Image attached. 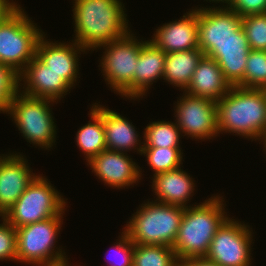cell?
Listing matches in <instances>:
<instances>
[{
    "label": "cell",
    "instance_id": "44dd1931",
    "mask_svg": "<svg viewBox=\"0 0 266 266\" xmlns=\"http://www.w3.org/2000/svg\"><path fill=\"white\" fill-rule=\"evenodd\" d=\"M231 87L230 83L224 78L218 63L211 57L203 55L184 92L217 102Z\"/></svg>",
    "mask_w": 266,
    "mask_h": 266
},
{
    "label": "cell",
    "instance_id": "74e56055",
    "mask_svg": "<svg viewBox=\"0 0 266 266\" xmlns=\"http://www.w3.org/2000/svg\"><path fill=\"white\" fill-rule=\"evenodd\" d=\"M261 142H263V145H264L263 147H264V150H265L264 152L266 154V132L262 135L259 143H261Z\"/></svg>",
    "mask_w": 266,
    "mask_h": 266
},
{
    "label": "cell",
    "instance_id": "603a6c76",
    "mask_svg": "<svg viewBox=\"0 0 266 266\" xmlns=\"http://www.w3.org/2000/svg\"><path fill=\"white\" fill-rule=\"evenodd\" d=\"M203 55L200 49L168 53L165 58L162 79L173 87H178L179 90L181 89L180 91H184Z\"/></svg>",
    "mask_w": 266,
    "mask_h": 266
},
{
    "label": "cell",
    "instance_id": "d4e9b609",
    "mask_svg": "<svg viewBox=\"0 0 266 266\" xmlns=\"http://www.w3.org/2000/svg\"><path fill=\"white\" fill-rule=\"evenodd\" d=\"M142 136L144 139V147H167L180 148L181 130L176 122L160 120L150 122ZM181 135V136H180ZM180 139V140H179Z\"/></svg>",
    "mask_w": 266,
    "mask_h": 266
},
{
    "label": "cell",
    "instance_id": "2e32d148",
    "mask_svg": "<svg viewBox=\"0 0 266 266\" xmlns=\"http://www.w3.org/2000/svg\"><path fill=\"white\" fill-rule=\"evenodd\" d=\"M71 88L58 73L50 70L36 56L19 73V91L29 96L60 102Z\"/></svg>",
    "mask_w": 266,
    "mask_h": 266
},
{
    "label": "cell",
    "instance_id": "d6a6232c",
    "mask_svg": "<svg viewBox=\"0 0 266 266\" xmlns=\"http://www.w3.org/2000/svg\"><path fill=\"white\" fill-rule=\"evenodd\" d=\"M228 8L240 17L266 13V0H232Z\"/></svg>",
    "mask_w": 266,
    "mask_h": 266
},
{
    "label": "cell",
    "instance_id": "4316f807",
    "mask_svg": "<svg viewBox=\"0 0 266 266\" xmlns=\"http://www.w3.org/2000/svg\"><path fill=\"white\" fill-rule=\"evenodd\" d=\"M182 148L143 147L142 154L148 166L153 171V176L175 170L183 164Z\"/></svg>",
    "mask_w": 266,
    "mask_h": 266
},
{
    "label": "cell",
    "instance_id": "7c38bea8",
    "mask_svg": "<svg viewBox=\"0 0 266 266\" xmlns=\"http://www.w3.org/2000/svg\"><path fill=\"white\" fill-rule=\"evenodd\" d=\"M242 27V17L228 7H198V45L208 55L214 45L233 36Z\"/></svg>",
    "mask_w": 266,
    "mask_h": 266
},
{
    "label": "cell",
    "instance_id": "277c9868",
    "mask_svg": "<svg viewBox=\"0 0 266 266\" xmlns=\"http://www.w3.org/2000/svg\"><path fill=\"white\" fill-rule=\"evenodd\" d=\"M183 213V207L148 200L139 205L123 230L135 244L173 247Z\"/></svg>",
    "mask_w": 266,
    "mask_h": 266
},
{
    "label": "cell",
    "instance_id": "8992f818",
    "mask_svg": "<svg viewBox=\"0 0 266 266\" xmlns=\"http://www.w3.org/2000/svg\"><path fill=\"white\" fill-rule=\"evenodd\" d=\"M64 214L16 228V262L31 266L51 265L68 260L56 246ZM61 248V249H60Z\"/></svg>",
    "mask_w": 266,
    "mask_h": 266
},
{
    "label": "cell",
    "instance_id": "f546056e",
    "mask_svg": "<svg viewBox=\"0 0 266 266\" xmlns=\"http://www.w3.org/2000/svg\"><path fill=\"white\" fill-rule=\"evenodd\" d=\"M19 92V74L0 63V113L7 114L9 106Z\"/></svg>",
    "mask_w": 266,
    "mask_h": 266
},
{
    "label": "cell",
    "instance_id": "4dcf8cb0",
    "mask_svg": "<svg viewBox=\"0 0 266 266\" xmlns=\"http://www.w3.org/2000/svg\"><path fill=\"white\" fill-rule=\"evenodd\" d=\"M0 218V261L16 262V229L3 216Z\"/></svg>",
    "mask_w": 266,
    "mask_h": 266
},
{
    "label": "cell",
    "instance_id": "9c48e42d",
    "mask_svg": "<svg viewBox=\"0 0 266 266\" xmlns=\"http://www.w3.org/2000/svg\"><path fill=\"white\" fill-rule=\"evenodd\" d=\"M66 200L43 174H39L3 217L16 229L65 214Z\"/></svg>",
    "mask_w": 266,
    "mask_h": 266
},
{
    "label": "cell",
    "instance_id": "5b68a950",
    "mask_svg": "<svg viewBox=\"0 0 266 266\" xmlns=\"http://www.w3.org/2000/svg\"><path fill=\"white\" fill-rule=\"evenodd\" d=\"M137 38L130 30L123 37L95 48L101 50L103 47L104 50L98 66L101 67L104 81L114 93L116 92L115 94L128 100H134L136 62L142 45L147 41Z\"/></svg>",
    "mask_w": 266,
    "mask_h": 266
},
{
    "label": "cell",
    "instance_id": "ac0fdd59",
    "mask_svg": "<svg viewBox=\"0 0 266 266\" xmlns=\"http://www.w3.org/2000/svg\"><path fill=\"white\" fill-rule=\"evenodd\" d=\"M250 46L241 27L233 36L214 45L207 55L214 59L231 86L244 87V70Z\"/></svg>",
    "mask_w": 266,
    "mask_h": 266
},
{
    "label": "cell",
    "instance_id": "30bf717a",
    "mask_svg": "<svg viewBox=\"0 0 266 266\" xmlns=\"http://www.w3.org/2000/svg\"><path fill=\"white\" fill-rule=\"evenodd\" d=\"M252 234L247 223L229 217L216 231L205 258L220 266H251Z\"/></svg>",
    "mask_w": 266,
    "mask_h": 266
},
{
    "label": "cell",
    "instance_id": "e575fe53",
    "mask_svg": "<svg viewBox=\"0 0 266 266\" xmlns=\"http://www.w3.org/2000/svg\"><path fill=\"white\" fill-rule=\"evenodd\" d=\"M15 1H9V0H0V22L8 15L10 14L17 6Z\"/></svg>",
    "mask_w": 266,
    "mask_h": 266
},
{
    "label": "cell",
    "instance_id": "1f68e13d",
    "mask_svg": "<svg viewBox=\"0 0 266 266\" xmlns=\"http://www.w3.org/2000/svg\"><path fill=\"white\" fill-rule=\"evenodd\" d=\"M118 238L119 239L116 240L115 244H113L114 246L111 247V249L116 252L115 255L117 256H114L115 262L111 259L109 266H132L134 243L130 240L129 235L124 230H122L121 236L119 235Z\"/></svg>",
    "mask_w": 266,
    "mask_h": 266
},
{
    "label": "cell",
    "instance_id": "9a60e30c",
    "mask_svg": "<svg viewBox=\"0 0 266 266\" xmlns=\"http://www.w3.org/2000/svg\"><path fill=\"white\" fill-rule=\"evenodd\" d=\"M25 155L7 153L0 158V216L10 209L38 176L33 173Z\"/></svg>",
    "mask_w": 266,
    "mask_h": 266
},
{
    "label": "cell",
    "instance_id": "484cf974",
    "mask_svg": "<svg viewBox=\"0 0 266 266\" xmlns=\"http://www.w3.org/2000/svg\"><path fill=\"white\" fill-rule=\"evenodd\" d=\"M177 263L173 247L134 243L132 266H177Z\"/></svg>",
    "mask_w": 266,
    "mask_h": 266
},
{
    "label": "cell",
    "instance_id": "ba28073f",
    "mask_svg": "<svg viewBox=\"0 0 266 266\" xmlns=\"http://www.w3.org/2000/svg\"><path fill=\"white\" fill-rule=\"evenodd\" d=\"M18 5L0 22V63L18 74L35 57L39 39L45 33Z\"/></svg>",
    "mask_w": 266,
    "mask_h": 266
},
{
    "label": "cell",
    "instance_id": "3957f363",
    "mask_svg": "<svg viewBox=\"0 0 266 266\" xmlns=\"http://www.w3.org/2000/svg\"><path fill=\"white\" fill-rule=\"evenodd\" d=\"M211 196L198 205H189L184 213L178 229L173 249L179 260L205 257L216 231L229 218L224 197Z\"/></svg>",
    "mask_w": 266,
    "mask_h": 266
},
{
    "label": "cell",
    "instance_id": "d6986e66",
    "mask_svg": "<svg viewBox=\"0 0 266 266\" xmlns=\"http://www.w3.org/2000/svg\"><path fill=\"white\" fill-rule=\"evenodd\" d=\"M91 107L103 119L107 150L123 153L136 150L138 154H142L144 142H141L136 127L128 118L96 102Z\"/></svg>",
    "mask_w": 266,
    "mask_h": 266
},
{
    "label": "cell",
    "instance_id": "cb8c5ba5",
    "mask_svg": "<svg viewBox=\"0 0 266 266\" xmlns=\"http://www.w3.org/2000/svg\"><path fill=\"white\" fill-rule=\"evenodd\" d=\"M88 115L90 121L78 129L75 137L76 145L85 155L86 162L106 150L102 117L91 107Z\"/></svg>",
    "mask_w": 266,
    "mask_h": 266
},
{
    "label": "cell",
    "instance_id": "836d02e7",
    "mask_svg": "<svg viewBox=\"0 0 266 266\" xmlns=\"http://www.w3.org/2000/svg\"><path fill=\"white\" fill-rule=\"evenodd\" d=\"M177 266H220L205 257H193L179 260Z\"/></svg>",
    "mask_w": 266,
    "mask_h": 266
},
{
    "label": "cell",
    "instance_id": "8fae6325",
    "mask_svg": "<svg viewBox=\"0 0 266 266\" xmlns=\"http://www.w3.org/2000/svg\"><path fill=\"white\" fill-rule=\"evenodd\" d=\"M175 102L174 117L183 137L205 141L218 137L217 102L205 97L183 95ZM199 139V140H198Z\"/></svg>",
    "mask_w": 266,
    "mask_h": 266
},
{
    "label": "cell",
    "instance_id": "52a82bcc",
    "mask_svg": "<svg viewBox=\"0 0 266 266\" xmlns=\"http://www.w3.org/2000/svg\"><path fill=\"white\" fill-rule=\"evenodd\" d=\"M54 103L58 102L29 96L19 91L12 100L7 114L12 117V121L14 120V124L27 142L43 150H51L57 136L55 118L50 108Z\"/></svg>",
    "mask_w": 266,
    "mask_h": 266
},
{
    "label": "cell",
    "instance_id": "d590c367",
    "mask_svg": "<svg viewBox=\"0 0 266 266\" xmlns=\"http://www.w3.org/2000/svg\"><path fill=\"white\" fill-rule=\"evenodd\" d=\"M205 1V0H204ZM207 2L209 1L210 2V4H211V2L212 3H222L221 5H222V7H228V5L230 4V2L232 1V0H206ZM224 3L226 4V5H224Z\"/></svg>",
    "mask_w": 266,
    "mask_h": 266
},
{
    "label": "cell",
    "instance_id": "7402d4cb",
    "mask_svg": "<svg viewBox=\"0 0 266 266\" xmlns=\"http://www.w3.org/2000/svg\"><path fill=\"white\" fill-rule=\"evenodd\" d=\"M166 53L157 48L150 40H147L141 47L139 58L136 62L134 74V101L147 96L149 88L164 74Z\"/></svg>",
    "mask_w": 266,
    "mask_h": 266
},
{
    "label": "cell",
    "instance_id": "7a4b0ae2",
    "mask_svg": "<svg viewBox=\"0 0 266 266\" xmlns=\"http://www.w3.org/2000/svg\"><path fill=\"white\" fill-rule=\"evenodd\" d=\"M218 133L260 141L266 132L265 89L232 86L217 101Z\"/></svg>",
    "mask_w": 266,
    "mask_h": 266
},
{
    "label": "cell",
    "instance_id": "e0dca14e",
    "mask_svg": "<svg viewBox=\"0 0 266 266\" xmlns=\"http://www.w3.org/2000/svg\"><path fill=\"white\" fill-rule=\"evenodd\" d=\"M155 32L150 41L166 54L199 49L198 7H192L180 19L164 23Z\"/></svg>",
    "mask_w": 266,
    "mask_h": 266
},
{
    "label": "cell",
    "instance_id": "8d00e7d4",
    "mask_svg": "<svg viewBox=\"0 0 266 266\" xmlns=\"http://www.w3.org/2000/svg\"><path fill=\"white\" fill-rule=\"evenodd\" d=\"M43 266H72V265L71 264L69 265V261L65 260V261L60 262V263L51 264V265H43Z\"/></svg>",
    "mask_w": 266,
    "mask_h": 266
},
{
    "label": "cell",
    "instance_id": "83f0119b",
    "mask_svg": "<svg viewBox=\"0 0 266 266\" xmlns=\"http://www.w3.org/2000/svg\"><path fill=\"white\" fill-rule=\"evenodd\" d=\"M244 87L266 89V51L250 50L244 70Z\"/></svg>",
    "mask_w": 266,
    "mask_h": 266
},
{
    "label": "cell",
    "instance_id": "5bb4252c",
    "mask_svg": "<svg viewBox=\"0 0 266 266\" xmlns=\"http://www.w3.org/2000/svg\"><path fill=\"white\" fill-rule=\"evenodd\" d=\"M45 36L46 33L39 39L35 56L50 70L58 73L73 89L80 78L78 61L81 52L87 54L89 51L76 41L53 42Z\"/></svg>",
    "mask_w": 266,
    "mask_h": 266
},
{
    "label": "cell",
    "instance_id": "4fadbf2b",
    "mask_svg": "<svg viewBox=\"0 0 266 266\" xmlns=\"http://www.w3.org/2000/svg\"><path fill=\"white\" fill-rule=\"evenodd\" d=\"M128 153L103 150L86 164L104 185L125 189L138 183L142 178V168Z\"/></svg>",
    "mask_w": 266,
    "mask_h": 266
},
{
    "label": "cell",
    "instance_id": "6da1fadb",
    "mask_svg": "<svg viewBox=\"0 0 266 266\" xmlns=\"http://www.w3.org/2000/svg\"><path fill=\"white\" fill-rule=\"evenodd\" d=\"M74 39L88 51L130 31L121 0H73Z\"/></svg>",
    "mask_w": 266,
    "mask_h": 266
},
{
    "label": "cell",
    "instance_id": "ffe728a7",
    "mask_svg": "<svg viewBox=\"0 0 266 266\" xmlns=\"http://www.w3.org/2000/svg\"><path fill=\"white\" fill-rule=\"evenodd\" d=\"M152 192L156 195L155 202L189 207L196 184L195 180L181 167L151 177Z\"/></svg>",
    "mask_w": 266,
    "mask_h": 266
},
{
    "label": "cell",
    "instance_id": "f1b7e54d",
    "mask_svg": "<svg viewBox=\"0 0 266 266\" xmlns=\"http://www.w3.org/2000/svg\"><path fill=\"white\" fill-rule=\"evenodd\" d=\"M242 28L251 50L266 51V13L242 17Z\"/></svg>",
    "mask_w": 266,
    "mask_h": 266
}]
</instances>
